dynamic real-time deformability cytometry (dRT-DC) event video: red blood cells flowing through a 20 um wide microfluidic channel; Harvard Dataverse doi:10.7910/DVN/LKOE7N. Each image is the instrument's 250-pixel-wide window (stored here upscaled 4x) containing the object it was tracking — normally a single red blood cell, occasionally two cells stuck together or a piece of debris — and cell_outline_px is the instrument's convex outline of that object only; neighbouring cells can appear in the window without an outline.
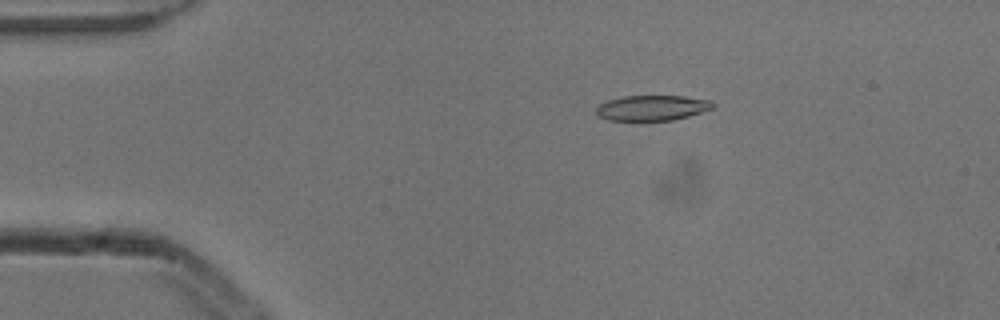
{"species": "common noctule bat (a hibernating species)", "species_latin": "Nyctalus noctula", "temperature_condition": "cold", "stored_images_in_passage": 4, "camera_frame_rate_fps": 3000, "um_per_image_px": 0.085, "animal": {"sex": "male", "body_mass_g": 13.3}, "frame": {"image": 1, "passage_image": 3, "time_ms": 0.667, "image_size_px": [1000, 320], "cell_outline_px": [[716, 104], [712, 108], [688, 116], [672, 120], [608, 120], [600, 116], [596, 112], [596, 108], [600, 104], [608, 100], [624, 96], [684, 96], [712, 100]], "centroid_in_image_um": [55.45, 9.16], "position_along_channel_um": 29.5, "area_um2": 17.05}}